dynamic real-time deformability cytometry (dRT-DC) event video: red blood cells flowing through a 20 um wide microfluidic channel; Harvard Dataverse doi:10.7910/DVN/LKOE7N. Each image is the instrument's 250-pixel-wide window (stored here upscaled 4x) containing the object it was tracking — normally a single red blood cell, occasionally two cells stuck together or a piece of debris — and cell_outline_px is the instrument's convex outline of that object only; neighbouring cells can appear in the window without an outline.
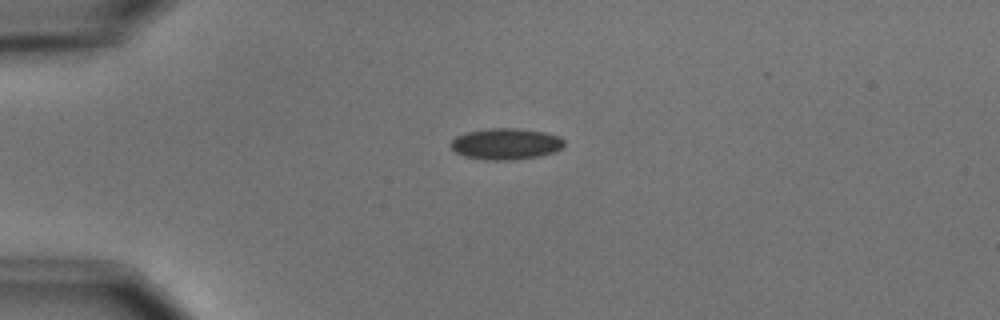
{"species": "common noctule bat (a hibernating species)", "species_latin": "Nyctalus noctula", "temperature_condition": "cold", "stored_images_in_passage": 4, "camera_frame_rate_fps": 3000, "um_per_image_px": 0.085, "animal": {"sex": "male", "body_mass_g": 15.6}, "frame": {"image": 1, "passage_image": 4, "time_ms": 3.667, "image_size_px": [1000, 320], "cell_outline_px": [[564, 144], [560, 148], [552, 152], [540, 156], [512, 160], [488, 160], [464, 156], [456, 152], [448, 144], [456, 136], [468, 132], [488, 128], [516, 128], [544, 132], [560, 136], [564, 140]], "centroid_in_image_um": [42.98, 12.23], "position_along_channel_um": 42.0, "area_um2": 20.63}}